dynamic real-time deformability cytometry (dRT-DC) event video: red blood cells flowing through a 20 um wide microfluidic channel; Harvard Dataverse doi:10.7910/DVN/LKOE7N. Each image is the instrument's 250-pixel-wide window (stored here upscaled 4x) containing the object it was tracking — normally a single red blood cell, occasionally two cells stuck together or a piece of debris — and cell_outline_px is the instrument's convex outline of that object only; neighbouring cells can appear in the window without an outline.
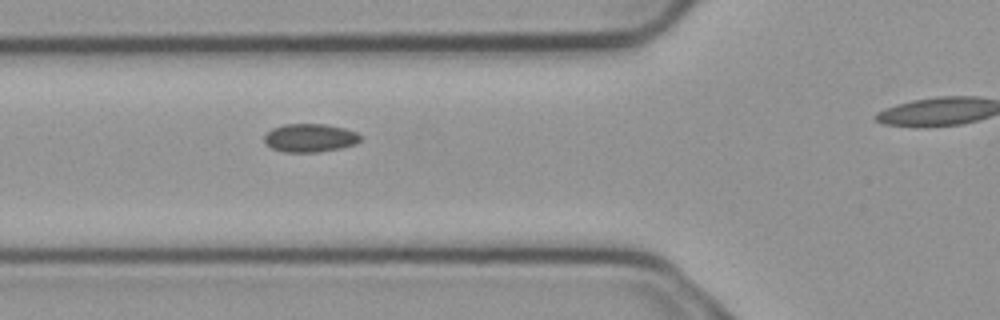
{"species": "common noctule bat (a hibernating species)", "species_latin": "Nyctalus noctula", "temperature_condition": "cold", "stored_images_in_passage": 6, "segment_of_instrument_passage": [1, 2], "camera_frame_rate_fps": 3000, "um_per_image_px": 0.085, "animal": {"sex": "male", "body_mass_g": 23.1, "forearm_length_mm": 52.7}, "frame": {"image": 1, "passage_image": 5, "time_ms": 1.333, "image_size_px": [1000, 320], "cell_outline_px": [[360, 140], [356, 144], [340, 148], [316, 152], [284, 152], [272, 148], [264, 140], [264, 136], [272, 128], [284, 124], [324, 124], [344, 128], [356, 132], [360, 136]], "centroid_in_image_um": [26.34, 11.72], "position_along_channel_um": 99.5, "area_um2": 15.72}}